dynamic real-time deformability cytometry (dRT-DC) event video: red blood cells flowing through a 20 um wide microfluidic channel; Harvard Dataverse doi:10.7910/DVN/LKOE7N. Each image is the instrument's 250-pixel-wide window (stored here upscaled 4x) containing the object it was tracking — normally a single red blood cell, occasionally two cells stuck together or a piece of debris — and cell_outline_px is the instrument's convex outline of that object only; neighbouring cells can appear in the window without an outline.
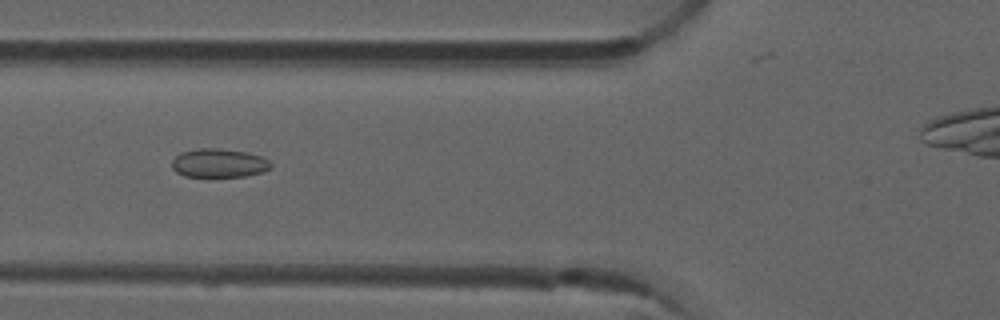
{"species": "common noctule bat (a hibernating species)", "species_latin": "Nyctalus noctula", "temperature_condition": "room temperature", "stored_images_in_passage": 47, "camera_frame_rate_fps": 3000, "um_per_image_px": 0.085, "animal": {"sex": "male", "forearm_length_mm": 52.5}, "frame": {"image": 1, "passage_image": 20, "time_ms": 6.333, "image_size_px": [1000, 320], "cell_outline_px": [[272, 168], [260, 172], [244, 176], [212, 180], [184, 176], [176, 172], [172, 168], [172, 160], [180, 152], [200, 148], [220, 148], [248, 152], [260, 156], [268, 160], [272, 164]], "centroid_in_image_um": [18.57, 13.91], "position_along_channel_um": 107.2, "area_um2": 17.4}}
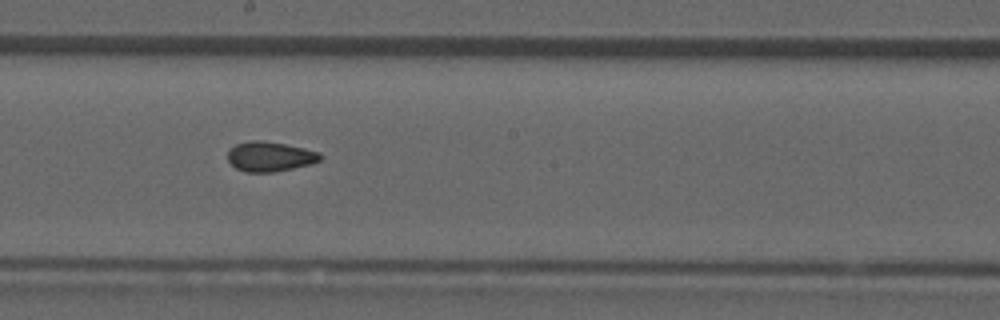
{"frame": {"image": 2, "passage_image": 29, "time_ms": 9.333, "image_size_px": [1000, 320], "cell_outline_px": [[324, 156], [320, 160], [312, 164], [272, 172], [244, 172], [236, 168], [228, 160], [228, 152], [236, 144], [252, 140], [260, 140], [284, 144], [304, 148], [320, 152]], "centroid_in_image_um": [22.97, 13.31], "position_along_channel_um": 225.2, "area_um2": 16.01}}
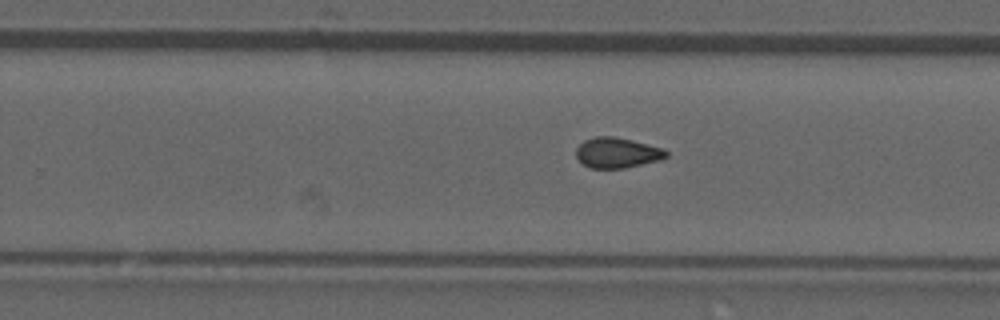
{"frame": {"image": 3, "passage_image": 33, "time_ms": 10.667, "image_size_px": [1000, 320], "cell_outline_px": [[668, 156], [660, 160], [624, 168], [592, 168], [584, 164], [576, 156], [576, 148], [584, 140], [596, 136], [612, 136], [632, 140], [664, 148], [668, 152]], "centroid_in_image_um": [52.47, 12.97], "position_along_channel_um": 277.3, "area_um2": 15.9}, "authors_computed_cell_mechanics": {"area_um2": 16.473, "velocity_mm_per_s": 3.937, "shape_relaxation_time_tau1_ms": null, "shape_relaxation_time_tau2_ms": 1.5567, "deformation_change_tau1": null, "deformation_change_tau2": 0.0723}}